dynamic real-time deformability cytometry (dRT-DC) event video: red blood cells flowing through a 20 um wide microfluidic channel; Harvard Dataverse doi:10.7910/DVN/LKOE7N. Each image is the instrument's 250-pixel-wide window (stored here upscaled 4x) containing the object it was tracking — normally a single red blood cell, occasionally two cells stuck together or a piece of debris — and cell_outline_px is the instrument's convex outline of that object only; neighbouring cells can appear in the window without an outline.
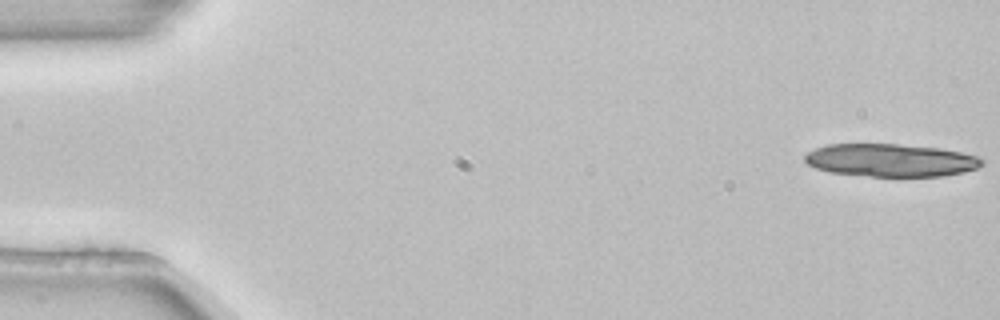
{"species": "common noctule bat (a hibernating species)", "species_latin": "Nyctalus noctula", "temperature_condition": "room temperature", "stored_images_in_passage": 4, "camera_frame_rate_fps": 3000, "um_per_image_px": 0.085, "animal": {"sex": "female", "body_mass_g": 22.7, "forearm_length_mm": 54.2}, "frame": {"image": 1, "passage_image": 1, "time_ms": 0.0, "image_size_px": [1000, 320], "cell_outline_px": [[984, 164], [976, 168], [964, 172], [944, 176], [868, 176], [828, 172], [816, 168], [808, 164], [804, 160], [804, 156], [808, 152], [816, 148], [828, 144], [896, 144], [940, 148], [960, 152], [976, 156], [984, 160]], "centroid_in_image_um": [75.7, 13.62], "position_along_channel_um": 9.3, "area_um2": 33.87}}
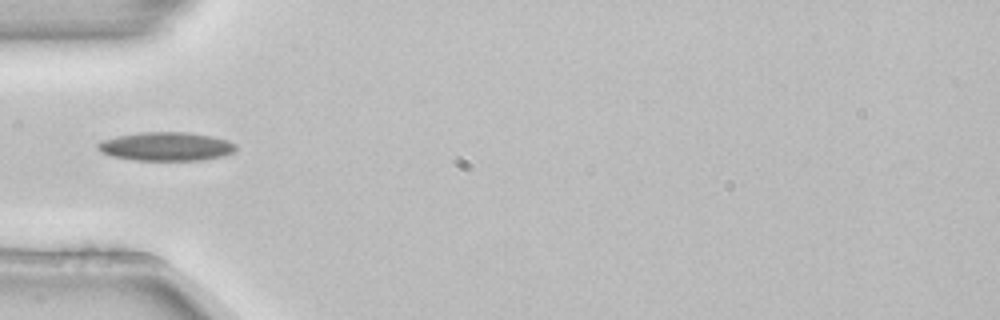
{"frame": {"image": 2, "passage_image": 4, "time_ms": 1.0, "image_size_px": [1000, 320], "cell_outline_px": [[236, 152], [224, 156], [200, 160], [136, 160], [112, 156], [100, 152], [96, 148], [96, 144], [104, 140], [116, 136], [140, 132], [188, 132], [212, 136], [228, 140], [236, 144]], "centroid_in_image_um": [14.14, 12.45], "position_along_channel_um": 70.9, "area_um2": 23.24}}